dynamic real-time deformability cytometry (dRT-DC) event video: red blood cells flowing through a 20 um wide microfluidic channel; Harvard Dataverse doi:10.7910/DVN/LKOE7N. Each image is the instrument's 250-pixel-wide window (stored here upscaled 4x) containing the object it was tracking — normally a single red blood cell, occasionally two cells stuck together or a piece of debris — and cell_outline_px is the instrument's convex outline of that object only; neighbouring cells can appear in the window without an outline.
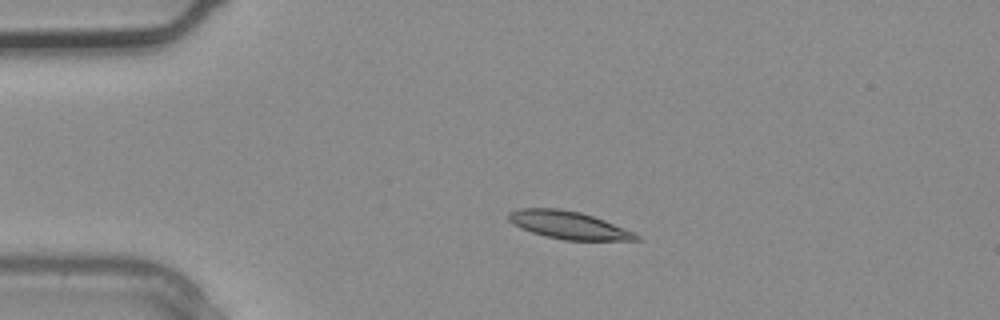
{"species": "common noctule bat (a hibernating species)", "species_latin": "Nyctalus noctula", "temperature_condition": "warm", "stored_images_in_passage": 3, "camera_frame_rate_fps": 3000, "um_per_image_px": 0.085, "animal": {"sex": "male", "body_mass_g": 20.4}, "frame": {"image": 1, "passage_image": 2, "time_ms": 0.333, "image_size_px": [1000, 320], "cell_outline_px": [[640, 240], [564, 240], [544, 236], [520, 228], [508, 220], [508, 212], [520, 208], [556, 208], [580, 212], [604, 220], [636, 232], [640, 236]], "centroid_in_image_um": [48.33, 19.13], "position_along_channel_um": 36.7, "area_um2": 20.63}}